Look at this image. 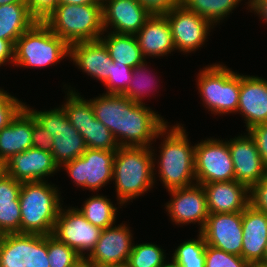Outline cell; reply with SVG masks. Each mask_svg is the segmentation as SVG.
Wrapping results in <instances>:
<instances>
[{"label":"cell","instance_id":"obj_1","mask_svg":"<svg viewBox=\"0 0 267 267\" xmlns=\"http://www.w3.org/2000/svg\"><path fill=\"white\" fill-rule=\"evenodd\" d=\"M94 116L114 136L119 147H153L159 131L168 124L164 117L123 94H107L90 99Z\"/></svg>","mask_w":267,"mask_h":267},{"label":"cell","instance_id":"obj_2","mask_svg":"<svg viewBox=\"0 0 267 267\" xmlns=\"http://www.w3.org/2000/svg\"><path fill=\"white\" fill-rule=\"evenodd\" d=\"M154 155L151 147L118 148L113 162V181L120 206L130 200L133 202L153 187L156 179L154 163L157 160Z\"/></svg>","mask_w":267,"mask_h":267},{"label":"cell","instance_id":"obj_3","mask_svg":"<svg viewBox=\"0 0 267 267\" xmlns=\"http://www.w3.org/2000/svg\"><path fill=\"white\" fill-rule=\"evenodd\" d=\"M186 133L183 125L181 127L178 123L171 127L166 124L159 131V136L164 139L159 147L158 176L167 191L188 187L196 182L195 146L191 145Z\"/></svg>","mask_w":267,"mask_h":267},{"label":"cell","instance_id":"obj_4","mask_svg":"<svg viewBox=\"0 0 267 267\" xmlns=\"http://www.w3.org/2000/svg\"><path fill=\"white\" fill-rule=\"evenodd\" d=\"M58 187L45 181L22 182L19 194L20 233H53L61 204Z\"/></svg>","mask_w":267,"mask_h":267},{"label":"cell","instance_id":"obj_5","mask_svg":"<svg viewBox=\"0 0 267 267\" xmlns=\"http://www.w3.org/2000/svg\"><path fill=\"white\" fill-rule=\"evenodd\" d=\"M43 22L69 46L97 41L104 33L102 3L59 4Z\"/></svg>","mask_w":267,"mask_h":267},{"label":"cell","instance_id":"obj_6","mask_svg":"<svg viewBox=\"0 0 267 267\" xmlns=\"http://www.w3.org/2000/svg\"><path fill=\"white\" fill-rule=\"evenodd\" d=\"M70 57V46L43 21H36L16 41L13 65L43 68Z\"/></svg>","mask_w":267,"mask_h":267},{"label":"cell","instance_id":"obj_7","mask_svg":"<svg viewBox=\"0 0 267 267\" xmlns=\"http://www.w3.org/2000/svg\"><path fill=\"white\" fill-rule=\"evenodd\" d=\"M197 78L203 104L212 114L237 113L241 74L224 64L213 63L200 70Z\"/></svg>","mask_w":267,"mask_h":267},{"label":"cell","instance_id":"obj_8","mask_svg":"<svg viewBox=\"0 0 267 267\" xmlns=\"http://www.w3.org/2000/svg\"><path fill=\"white\" fill-rule=\"evenodd\" d=\"M25 107L32 113L36 121L53 137L51 153L55 163L61 166L80 157L87 149L84 138L71 125L65 111L59 106L50 110L38 111L30 106Z\"/></svg>","mask_w":267,"mask_h":267},{"label":"cell","instance_id":"obj_9","mask_svg":"<svg viewBox=\"0 0 267 267\" xmlns=\"http://www.w3.org/2000/svg\"><path fill=\"white\" fill-rule=\"evenodd\" d=\"M66 102L61 105L71 125L84 138L87 148L117 151L119 145L111 131L94 116L90 100L66 86Z\"/></svg>","mask_w":267,"mask_h":267},{"label":"cell","instance_id":"obj_10","mask_svg":"<svg viewBox=\"0 0 267 267\" xmlns=\"http://www.w3.org/2000/svg\"><path fill=\"white\" fill-rule=\"evenodd\" d=\"M0 267H50L47 235L28 233L2 235Z\"/></svg>","mask_w":267,"mask_h":267},{"label":"cell","instance_id":"obj_11","mask_svg":"<svg viewBox=\"0 0 267 267\" xmlns=\"http://www.w3.org/2000/svg\"><path fill=\"white\" fill-rule=\"evenodd\" d=\"M116 151L87 148L76 159L61 167L68 173L76 186L91 191L100 190L113 180V162Z\"/></svg>","mask_w":267,"mask_h":267},{"label":"cell","instance_id":"obj_12","mask_svg":"<svg viewBox=\"0 0 267 267\" xmlns=\"http://www.w3.org/2000/svg\"><path fill=\"white\" fill-rule=\"evenodd\" d=\"M194 164L198 184L235 180L232 157L226 140L207 138L195 144Z\"/></svg>","mask_w":267,"mask_h":267},{"label":"cell","instance_id":"obj_13","mask_svg":"<svg viewBox=\"0 0 267 267\" xmlns=\"http://www.w3.org/2000/svg\"><path fill=\"white\" fill-rule=\"evenodd\" d=\"M101 232L102 229L88 222L77 208L62 206L52 235L85 258L95 248Z\"/></svg>","mask_w":267,"mask_h":267},{"label":"cell","instance_id":"obj_14","mask_svg":"<svg viewBox=\"0 0 267 267\" xmlns=\"http://www.w3.org/2000/svg\"><path fill=\"white\" fill-rule=\"evenodd\" d=\"M172 31L174 47L179 52L191 53L204 45L214 25L182 4L165 14ZM202 45V46H201Z\"/></svg>","mask_w":267,"mask_h":267},{"label":"cell","instance_id":"obj_15","mask_svg":"<svg viewBox=\"0 0 267 267\" xmlns=\"http://www.w3.org/2000/svg\"><path fill=\"white\" fill-rule=\"evenodd\" d=\"M170 201L165 204L172 222L177 225L199 224V232L203 229L209 215L206 193L201 184L168 190Z\"/></svg>","mask_w":267,"mask_h":267},{"label":"cell","instance_id":"obj_16","mask_svg":"<svg viewBox=\"0 0 267 267\" xmlns=\"http://www.w3.org/2000/svg\"><path fill=\"white\" fill-rule=\"evenodd\" d=\"M200 233L207 245L241 256L243 243L242 212L209 213Z\"/></svg>","mask_w":267,"mask_h":267},{"label":"cell","instance_id":"obj_17","mask_svg":"<svg viewBox=\"0 0 267 267\" xmlns=\"http://www.w3.org/2000/svg\"><path fill=\"white\" fill-rule=\"evenodd\" d=\"M132 233L126 224L102 229L91 253L85 259L98 266L127 263L134 243Z\"/></svg>","mask_w":267,"mask_h":267},{"label":"cell","instance_id":"obj_18","mask_svg":"<svg viewBox=\"0 0 267 267\" xmlns=\"http://www.w3.org/2000/svg\"><path fill=\"white\" fill-rule=\"evenodd\" d=\"M228 147L231 153L235 180L248 188L267 176V168L257 150L254 139L247 134L231 138Z\"/></svg>","mask_w":267,"mask_h":267},{"label":"cell","instance_id":"obj_19","mask_svg":"<svg viewBox=\"0 0 267 267\" xmlns=\"http://www.w3.org/2000/svg\"><path fill=\"white\" fill-rule=\"evenodd\" d=\"M102 14L104 31L127 35H136L151 16L138 0H103Z\"/></svg>","mask_w":267,"mask_h":267},{"label":"cell","instance_id":"obj_20","mask_svg":"<svg viewBox=\"0 0 267 267\" xmlns=\"http://www.w3.org/2000/svg\"><path fill=\"white\" fill-rule=\"evenodd\" d=\"M50 151L30 148L6 162L7 175L20 182L45 181L59 171ZM57 171V172H56Z\"/></svg>","mask_w":267,"mask_h":267},{"label":"cell","instance_id":"obj_21","mask_svg":"<svg viewBox=\"0 0 267 267\" xmlns=\"http://www.w3.org/2000/svg\"><path fill=\"white\" fill-rule=\"evenodd\" d=\"M237 112L245 120L246 131L267 123V80L241 74V88Z\"/></svg>","mask_w":267,"mask_h":267},{"label":"cell","instance_id":"obj_22","mask_svg":"<svg viewBox=\"0 0 267 267\" xmlns=\"http://www.w3.org/2000/svg\"><path fill=\"white\" fill-rule=\"evenodd\" d=\"M209 213L243 212L249 205V188L236 180L202 184Z\"/></svg>","mask_w":267,"mask_h":267},{"label":"cell","instance_id":"obj_23","mask_svg":"<svg viewBox=\"0 0 267 267\" xmlns=\"http://www.w3.org/2000/svg\"><path fill=\"white\" fill-rule=\"evenodd\" d=\"M241 256L250 264H261L267 246V214L248 205L242 212Z\"/></svg>","mask_w":267,"mask_h":267},{"label":"cell","instance_id":"obj_24","mask_svg":"<svg viewBox=\"0 0 267 267\" xmlns=\"http://www.w3.org/2000/svg\"><path fill=\"white\" fill-rule=\"evenodd\" d=\"M69 58L90 77L103 83L108 79L113 60L100 40L71 44Z\"/></svg>","mask_w":267,"mask_h":267},{"label":"cell","instance_id":"obj_25","mask_svg":"<svg viewBox=\"0 0 267 267\" xmlns=\"http://www.w3.org/2000/svg\"><path fill=\"white\" fill-rule=\"evenodd\" d=\"M33 115L24 106L0 131V161L6 163L16 154L32 148Z\"/></svg>","mask_w":267,"mask_h":267},{"label":"cell","instance_id":"obj_26","mask_svg":"<svg viewBox=\"0 0 267 267\" xmlns=\"http://www.w3.org/2000/svg\"><path fill=\"white\" fill-rule=\"evenodd\" d=\"M135 36L145 59L149 56L160 58L176 50L165 15H151Z\"/></svg>","mask_w":267,"mask_h":267},{"label":"cell","instance_id":"obj_27","mask_svg":"<svg viewBox=\"0 0 267 267\" xmlns=\"http://www.w3.org/2000/svg\"><path fill=\"white\" fill-rule=\"evenodd\" d=\"M22 182L5 175L0 180V233H20L21 210L19 194Z\"/></svg>","mask_w":267,"mask_h":267},{"label":"cell","instance_id":"obj_28","mask_svg":"<svg viewBox=\"0 0 267 267\" xmlns=\"http://www.w3.org/2000/svg\"><path fill=\"white\" fill-rule=\"evenodd\" d=\"M36 21L26 2L0 5V39L9 40L15 45L18 38Z\"/></svg>","mask_w":267,"mask_h":267},{"label":"cell","instance_id":"obj_29","mask_svg":"<svg viewBox=\"0 0 267 267\" xmlns=\"http://www.w3.org/2000/svg\"><path fill=\"white\" fill-rule=\"evenodd\" d=\"M104 32H107L108 35L104 36L102 34L104 38L101 36L99 40L106 46L113 62L123 63L128 67L135 68L146 61L135 35Z\"/></svg>","mask_w":267,"mask_h":267},{"label":"cell","instance_id":"obj_30","mask_svg":"<svg viewBox=\"0 0 267 267\" xmlns=\"http://www.w3.org/2000/svg\"><path fill=\"white\" fill-rule=\"evenodd\" d=\"M96 195L89 197L84 201L83 207L77 209L88 222L96 227L105 229L113 226L118 207L114 206L106 196Z\"/></svg>","mask_w":267,"mask_h":267},{"label":"cell","instance_id":"obj_31","mask_svg":"<svg viewBox=\"0 0 267 267\" xmlns=\"http://www.w3.org/2000/svg\"><path fill=\"white\" fill-rule=\"evenodd\" d=\"M242 0H181L188 10L217 25L236 8Z\"/></svg>","mask_w":267,"mask_h":267},{"label":"cell","instance_id":"obj_32","mask_svg":"<svg viewBox=\"0 0 267 267\" xmlns=\"http://www.w3.org/2000/svg\"><path fill=\"white\" fill-rule=\"evenodd\" d=\"M197 237L181 243L172 254L180 267H205L206 242L200 232Z\"/></svg>","mask_w":267,"mask_h":267},{"label":"cell","instance_id":"obj_33","mask_svg":"<svg viewBox=\"0 0 267 267\" xmlns=\"http://www.w3.org/2000/svg\"><path fill=\"white\" fill-rule=\"evenodd\" d=\"M166 261L164 249L153 243L134 244L128 259L129 267H160Z\"/></svg>","mask_w":267,"mask_h":267},{"label":"cell","instance_id":"obj_34","mask_svg":"<svg viewBox=\"0 0 267 267\" xmlns=\"http://www.w3.org/2000/svg\"><path fill=\"white\" fill-rule=\"evenodd\" d=\"M146 66L147 64L144 61L142 64L133 68L132 79L127 90L123 93L124 96L138 104H144L143 98L147 96V94H150L149 92H152L150 90H153L157 84V82H154L156 79L154 78L153 80L154 76H151V73L148 71Z\"/></svg>","mask_w":267,"mask_h":267},{"label":"cell","instance_id":"obj_35","mask_svg":"<svg viewBox=\"0 0 267 267\" xmlns=\"http://www.w3.org/2000/svg\"><path fill=\"white\" fill-rule=\"evenodd\" d=\"M47 247L50 267H75L83 259L73 248L52 234L47 235Z\"/></svg>","mask_w":267,"mask_h":267},{"label":"cell","instance_id":"obj_36","mask_svg":"<svg viewBox=\"0 0 267 267\" xmlns=\"http://www.w3.org/2000/svg\"><path fill=\"white\" fill-rule=\"evenodd\" d=\"M133 68L128 67L125 64H119V62L111 63V70L108 79L104 82V85L108 91L107 94H123L132 79Z\"/></svg>","mask_w":267,"mask_h":267},{"label":"cell","instance_id":"obj_37","mask_svg":"<svg viewBox=\"0 0 267 267\" xmlns=\"http://www.w3.org/2000/svg\"><path fill=\"white\" fill-rule=\"evenodd\" d=\"M205 267H251V265L242 256L229 254L206 244Z\"/></svg>","mask_w":267,"mask_h":267},{"label":"cell","instance_id":"obj_38","mask_svg":"<svg viewBox=\"0 0 267 267\" xmlns=\"http://www.w3.org/2000/svg\"><path fill=\"white\" fill-rule=\"evenodd\" d=\"M24 106V102L0 88V131L9 125Z\"/></svg>","mask_w":267,"mask_h":267},{"label":"cell","instance_id":"obj_39","mask_svg":"<svg viewBox=\"0 0 267 267\" xmlns=\"http://www.w3.org/2000/svg\"><path fill=\"white\" fill-rule=\"evenodd\" d=\"M249 205L267 214V176L249 188Z\"/></svg>","mask_w":267,"mask_h":267},{"label":"cell","instance_id":"obj_40","mask_svg":"<svg viewBox=\"0 0 267 267\" xmlns=\"http://www.w3.org/2000/svg\"><path fill=\"white\" fill-rule=\"evenodd\" d=\"M30 14L43 21L60 3V0H26Z\"/></svg>","mask_w":267,"mask_h":267},{"label":"cell","instance_id":"obj_41","mask_svg":"<svg viewBox=\"0 0 267 267\" xmlns=\"http://www.w3.org/2000/svg\"><path fill=\"white\" fill-rule=\"evenodd\" d=\"M53 142L51 133L44 129L33 116L32 148L51 152Z\"/></svg>","mask_w":267,"mask_h":267},{"label":"cell","instance_id":"obj_42","mask_svg":"<svg viewBox=\"0 0 267 267\" xmlns=\"http://www.w3.org/2000/svg\"><path fill=\"white\" fill-rule=\"evenodd\" d=\"M247 132L254 139L264 166L267 168V123L255 125Z\"/></svg>","mask_w":267,"mask_h":267},{"label":"cell","instance_id":"obj_43","mask_svg":"<svg viewBox=\"0 0 267 267\" xmlns=\"http://www.w3.org/2000/svg\"><path fill=\"white\" fill-rule=\"evenodd\" d=\"M151 15H165L181 4V0H138Z\"/></svg>","mask_w":267,"mask_h":267},{"label":"cell","instance_id":"obj_44","mask_svg":"<svg viewBox=\"0 0 267 267\" xmlns=\"http://www.w3.org/2000/svg\"><path fill=\"white\" fill-rule=\"evenodd\" d=\"M14 48L15 45L5 39H0V67L7 62H14Z\"/></svg>","mask_w":267,"mask_h":267},{"label":"cell","instance_id":"obj_45","mask_svg":"<svg viewBox=\"0 0 267 267\" xmlns=\"http://www.w3.org/2000/svg\"><path fill=\"white\" fill-rule=\"evenodd\" d=\"M248 10L254 11V14H258L262 21L267 23V0H248Z\"/></svg>","mask_w":267,"mask_h":267},{"label":"cell","instance_id":"obj_46","mask_svg":"<svg viewBox=\"0 0 267 267\" xmlns=\"http://www.w3.org/2000/svg\"><path fill=\"white\" fill-rule=\"evenodd\" d=\"M89 3H102L100 0H60L59 4H89Z\"/></svg>","mask_w":267,"mask_h":267},{"label":"cell","instance_id":"obj_47","mask_svg":"<svg viewBox=\"0 0 267 267\" xmlns=\"http://www.w3.org/2000/svg\"><path fill=\"white\" fill-rule=\"evenodd\" d=\"M75 267H97L95 264L88 262L83 258Z\"/></svg>","mask_w":267,"mask_h":267},{"label":"cell","instance_id":"obj_48","mask_svg":"<svg viewBox=\"0 0 267 267\" xmlns=\"http://www.w3.org/2000/svg\"><path fill=\"white\" fill-rule=\"evenodd\" d=\"M7 174L6 163L0 161V180Z\"/></svg>","mask_w":267,"mask_h":267},{"label":"cell","instance_id":"obj_49","mask_svg":"<svg viewBox=\"0 0 267 267\" xmlns=\"http://www.w3.org/2000/svg\"><path fill=\"white\" fill-rule=\"evenodd\" d=\"M167 261H165L160 267H180L178 265V263L176 261H174L172 259L171 263L168 261V263H166Z\"/></svg>","mask_w":267,"mask_h":267},{"label":"cell","instance_id":"obj_50","mask_svg":"<svg viewBox=\"0 0 267 267\" xmlns=\"http://www.w3.org/2000/svg\"><path fill=\"white\" fill-rule=\"evenodd\" d=\"M15 2H26V0H0V5L10 4Z\"/></svg>","mask_w":267,"mask_h":267},{"label":"cell","instance_id":"obj_51","mask_svg":"<svg viewBox=\"0 0 267 267\" xmlns=\"http://www.w3.org/2000/svg\"><path fill=\"white\" fill-rule=\"evenodd\" d=\"M98 267H129V266L127 263H122V264L104 265V266H98Z\"/></svg>","mask_w":267,"mask_h":267},{"label":"cell","instance_id":"obj_52","mask_svg":"<svg viewBox=\"0 0 267 267\" xmlns=\"http://www.w3.org/2000/svg\"><path fill=\"white\" fill-rule=\"evenodd\" d=\"M261 264L267 266V246H266V249H265V255H264V258H263V262Z\"/></svg>","mask_w":267,"mask_h":267},{"label":"cell","instance_id":"obj_53","mask_svg":"<svg viewBox=\"0 0 267 267\" xmlns=\"http://www.w3.org/2000/svg\"><path fill=\"white\" fill-rule=\"evenodd\" d=\"M251 267H267V266L263 264H254V265H251Z\"/></svg>","mask_w":267,"mask_h":267}]
</instances>
